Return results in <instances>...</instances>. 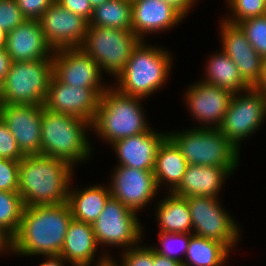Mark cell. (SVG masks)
Instances as JSON below:
<instances>
[{
	"label": "cell",
	"instance_id": "1",
	"mask_svg": "<svg viewBox=\"0 0 266 266\" xmlns=\"http://www.w3.org/2000/svg\"><path fill=\"white\" fill-rule=\"evenodd\" d=\"M72 219L68 202L25 206L19 229L14 235L13 253L59 256Z\"/></svg>",
	"mask_w": 266,
	"mask_h": 266
},
{
	"label": "cell",
	"instance_id": "2",
	"mask_svg": "<svg viewBox=\"0 0 266 266\" xmlns=\"http://www.w3.org/2000/svg\"><path fill=\"white\" fill-rule=\"evenodd\" d=\"M73 167L44 155L24 156L19 163V187L25 206L57 205L68 201Z\"/></svg>",
	"mask_w": 266,
	"mask_h": 266
},
{
	"label": "cell",
	"instance_id": "3",
	"mask_svg": "<svg viewBox=\"0 0 266 266\" xmlns=\"http://www.w3.org/2000/svg\"><path fill=\"white\" fill-rule=\"evenodd\" d=\"M91 123L73 115L42 111L41 155L64 160L73 168L88 160L91 146L86 137ZM88 158V159H87Z\"/></svg>",
	"mask_w": 266,
	"mask_h": 266
},
{
	"label": "cell",
	"instance_id": "4",
	"mask_svg": "<svg viewBox=\"0 0 266 266\" xmlns=\"http://www.w3.org/2000/svg\"><path fill=\"white\" fill-rule=\"evenodd\" d=\"M142 99L109 86L101 96L91 130L110 145L116 140L147 132L151 127L144 117Z\"/></svg>",
	"mask_w": 266,
	"mask_h": 266
},
{
	"label": "cell",
	"instance_id": "5",
	"mask_svg": "<svg viewBox=\"0 0 266 266\" xmlns=\"http://www.w3.org/2000/svg\"><path fill=\"white\" fill-rule=\"evenodd\" d=\"M144 42V43H143ZM141 40L133 49L125 69L118 75L115 88L126 95L148 98L160 90L173 64L171 54L164 48L146 45Z\"/></svg>",
	"mask_w": 266,
	"mask_h": 266
},
{
	"label": "cell",
	"instance_id": "6",
	"mask_svg": "<svg viewBox=\"0 0 266 266\" xmlns=\"http://www.w3.org/2000/svg\"><path fill=\"white\" fill-rule=\"evenodd\" d=\"M167 136L180 149L188 165L223 167L231 173L238 167V150L219 128L194 127Z\"/></svg>",
	"mask_w": 266,
	"mask_h": 266
},
{
	"label": "cell",
	"instance_id": "7",
	"mask_svg": "<svg viewBox=\"0 0 266 266\" xmlns=\"http://www.w3.org/2000/svg\"><path fill=\"white\" fill-rule=\"evenodd\" d=\"M52 75V59L11 62L0 85V104L44 105Z\"/></svg>",
	"mask_w": 266,
	"mask_h": 266
},
{
	"label": "cell",
	"instance_id": "8",
	"mask_svg": "<svg viewBox=\"0 0 266 266\" xmlns=\"http://www.w3.org/2000/svg\"><path fill=\"white\" fill-rule=\"evenodd\" d=\"M140 41L132 30L88 25L80 48L97 62L101 71L118 77Z\"/></svg>",
	"mask_w": 266,
	"mask_h": 266
},
{
	"label": "cell",
	"instance_id": "9",
	"mask_svg": "<svg viewBox=\"0 0 266 266\" xmlns=\"http://www.w3.org/2000/svg\"><path fill=\"white\" fill-rule=\"evenodd\" d=\"M238 94V95H237ZM266 116V95L254 87L232 95L219 130L239 150L241 141L253 135Z\"/></svg>",
	"mask_w": 266,
	"mask_h": 266
},
{
	"label": "cell",
	"instance_id": "10",
	"mask_svg": "<svg viewBox=\"0 0 266 266\" xmlns=\"http://www.w3.org/2000/svg\"><path fill=\"white\" fill-rule=\"evenodd\" d=\"M194 229L193 235L223 243L230 251L239 241L240 229L218 198L208 196L186 197Z\"/></svg>",
	"mask_w": 266,
	"mask_h": 266
},
{
	"label": "cell",
	"instance_id": "11",
	"mask_svg": "<svg viewBox=\"0 0 266 266\" xmlns=\"http://www.w3.org/2000/svg\"><path fill=\"white\" fill-rule=\"evenodd\" d=\"M138 213L110 197L103 211L92 224L98 245L119 246L127 250L143 238ZM142 237V238H141Z\"/></svg>",
	"mask_w": 266,
	"mask_h": 266
},
{
	"label": "cell",
	"instance_id": "12",
	"mask_svg": "<svg viewBox=\"0 0 266 266\" xmlns=\"http://www.w3.org/2000/svg\"><path fill=\"white\" fill-rule=\"evenodd\" d=\"M106 90L72 87L52 75L44 108L56 113L73 115L92 123L101 96Z\"/></svg>",
	"mask_w": 266,
	"mask_h": 266
},
{
	"label": "cell",
	"instance_id": "13",
	"mask_svg": "<svg viewBox=\"0 0 266 266\" xmlns=\"http://www.w3.org/2000/svg\"><path fill=\"white\" fill-rule=\"evenodd\" d=\"M39 21L45 39L54 51L80 48L84 42L88 21L56 1L42 14Z\"/></svg>",
	"mask_w": 266,
	"mask_h": 266
},
{
	"label": "cell",
	"instance_id": "14",
	"mask_svg": "<svg viewBox=\"0 0 266 266\" xmlns=\"http://www.w3.org/2000/svg\"><path fill=\"white\" fill-rule=\"evenodd\" d=\"M109 184L111 197L134 212H140L157 194L153 171L117 166Z\"/></svg>",
	"mask_w": 266,
	"mask_h": 266
},
{
	"label": "cell",
	"instance_id": "15",
	"mask_svg": "<svg viewBox=\"0 0 266 266\" xmlns=\"http://www.w3.org/2000/svg\"><path fill=\"white\" fill-rule=\"evenodd\" d=\"M44 105L0 104V117L7 124L24 156L41 154V123Z\"/></svg>",
	"mask_w": 266,
	"mask_h": 266
},
{
	"label": "cell",
	"instance_id": "16",
	"mask_svg": "<svg viewBox=\"0 0 266 266\" xmlns=\"http://www.w3.org/2000/svg\"><path fill=\"white\" fill-rule=\"evenodd\" d=\"M52 62L53 75L62 83L77 88H109L102 85L100 66L81 48L56 50Z\"/></svg>",
	"mask_w": 266,
	"mask_h": 266
},
{
	"label": "cell",
	"instance_id": "17",
	"mask_svg": "<svg viewBox=\"0 0 266 266\" xmlns=\"http://www.w3.org/2000/svg\"><path fill=\"white\" fill-rule=\"evenodd\" d=\"M190 86L184 95L193 118L205 124L202 128H219L233 94L202 80Z\"/></svg>",
	"mask_w": 266,
	"mask_h": 266
},
{
	"label": "cell",
	"instance_id": "18",
	"mask_svg": "<svg viewBox=\"0 0 266 266\" xmlns=\"http://www.w3.org/2000/svg\"><path fill=\"white\" fill-rule=\"evenodd\" d=\"M222 51H224L238 67L243 80L253 87L259 80L262 57L247 40L244 32L236 25L222 20L220 23Z\"/></svg>",
	"mask_w": 266,
	"mask_h": 266
},
{
	"label": "cell",
	"instance_id": "19",
	"mask_svg": "<svg viewBox=\"0 0 266 266\" xmlns=\"http://www.w3.org/2000/svg\"><path fill=\"white\" fill-rule=\"evenodd\" d=\"M5 49L11 62L52 59L54 53L45 39L40 21L27 19L7 32Z\"/></svg>",
	"mask_w": 266,
	"mask_h": 266
},
{
	"label": "cell",
	"instance_id": "20",
	"mask_svg": "<svg viewBox=\"0 0 266 266\" xmlns=\"http://www.w3.org/2000/svg\"><path fill=\"white\" fill-rule=\"evenodd\" d=\"M167 133H158L150 128L147 132L116 140L111 145L119 159L118 166L153 171L158 147Z\"/></svg>",
	"mask_w": 266,
	"mask_h": 266
},
{
	"label": "cell",
	"instance_id": "21",
	"mask_svg": "<svg viewBox=\"0 0 266 266\" xmlns=\"http://www.w3.org/2000/svg\"><path fill=\"white\" fill-rule=\"evenodd\" d=\"M132 31L144 41V35L169 30L184 17L163 0H131Z\"/></svg>",
	"mask_w": 266,
	"mask_h": 266
},
{
	"label": "cell",
	"instance_id": "22",
	"mask_svg": "<svg viewBox=\"0 0 266 266\" xmlns=\"http://www.w3.org/2000/svg\"><path fill=\"white\" fill-rule=\"evenodd\" d=\"M231 172L223 167L188 165L179 185L172 191L180 197L208 196L218 198L225 179Z\"/></svg>",
	"mask_w": 266,
	"mask_h": 266
},
{
	"label": "cell",
	"instance_id": "23",
	"mask_svg": "<svg viewBox=\"0 0 266 266\" xmlns=\"http://www.w3.org/2000/svg\"><path fill=\"white\" fill-rule=\"evenodd\" d=\"M97 249L92 224L72 219L59 256L72 266H91Z\"/></svg>",
	"mask_w": 266,
	"mask_h": 266
},
{
	"label": "cell",
	"instance_id": "24",
	"mask_svg": "<svg viewBox=\"0 0 266 266\" xmlns=\"http://www.w3.org/2000/svg\"><path fill=\"white\" fill-rule=\"evenodd\" d=\"M187 166L180 149L167 136L158 147L153 170L158 188L167 182L169 192H172L181 182Z\"/></svg>",
	"mask_w": 266,
	"mask_h": 266
},
{
	"label": "cell",
	"instance_id": "25",
	"mask_svg": "<svg viewBox=\"0 0 266 266\" xmlns=\"http://www.w3.org/2000/svg\"><path fill=\"white\" fill-rule=\"evenodd\" d=\"M111 197L110 188L92 185L87 188L68 191V204L73 219L93 224L103 211V208Z\"/></svg>",
	"mask_w": 266,
	"mask_h": 266
},
{
	"label": "cell",
	"instance_id": "26",
	"mask_svg": "<svg viewBox=\"0 0 266 266\" xmlns=\"http://www.w3.org/2000/svg\"><path fill=\"white\" fill-rule=\"evenodd\" d=\"M156 207L155 214L160 225V232L192 234V219L185 197L169 192L168 196L161 199Z\"/></svg>",
	"mask_w": 266,
	"mask_h": 266
},
{
	"label": "cell",
	"instance_id": "27",
	"mask_svg": "<svg viewBox=\"0 0 266 266\" xmlns=\"http://www.w3.org/2000/svg\"><path fill=\"white\" fill-rule=\"evenodd\" d=\"M207 61L205 65L207 74L202 81L230 91L232 94L250 88L241 77L238 67L224 51L221 50L220 53L218 51V54L209 56Z\"/></svg>",
	"mask_w": 266,
	"mask_h": 266
},
{
	"label": "cell",
	"instance_id": "28",
	"mask_svg": "<svg viewBox=\"0 0 266 266\" xmlns=\"http://www.w3.org/2000/svg\"><path fill=\"white\" fill-rule=\"evenodd\" d=\"M230 250L219 241L192 235L183 266H223Z\"/></svg>",
	"mask_w": 266,
	"mask_h": 266
},
{
	"label": "cell",
	"instance_id": "29",
	"mask_svg": "<svg viewBox=\"0 0 266 266\" xmlns=\"http://www.w3.org/2000/svg\"><path fill=\"white\" fill-rule=\"evenodd\" d=\"M88 25L132 30L131 0H108L94 7Z\"/></svg>",
	"mask_w": 266,
	"mask_h": 266
},
{
	"label": "cell",
	"instance_id": "30",
	"mask_svg": "<svg viewBox=\"0 0 266 266\" xmlns=\"http://www.w3.org/2000/svg\"><path fill=\"white\" fill-rule=\"evenodd\" d=\"M24 208L23 199L18 192L0 191V226L13 236L19 229Z\"/></svg>",
	"mask_w": 266,
	"mask_h": 266
},
{
	"label": "cell",
	"instance_id": "31",
	"mask_svg": "<svg viewBox=\"0 0 266 266\" xmlns=\"http://www.w3.org/2000/svg\"><path fill=\"white\" fill-rule=\"evenodd\" d=\"M192 235L193 234L190 233L159 232L158 237L160 242L159 245H161V248L155 246L152 248L162 256H166L183 263L184 259L177 254L180 251L185 256L186 250L188 248V243Z\"/></svg>",
	"mask_w": 266,
	"mask_h": 266
},
{
	"label": "cell",
	"instance_id": "32",
	"mask_svg": "<svg viewBox=\"0 0 266 266\" xmlns=\"http://www.w3.org/2000/svg\"><path fill=\"white\" fill-rule=\"evenodd\" d=\"M237 25L256 52L262 58L266 57V15L246 19Z\"/></svg>",
	"mask_w": 266,
	"mask_h": 266
},
{
	"label": "cell",
	"instance_id": "33",
	"mask_svg": "<svg viewBox=\"0 0 266 266\" xmlns=\"http://www.w3.org/2000/svg\"><path fill=\"white\" fill-rule=\"evenodd\" d=\"M233 16L223 20L238 24L249 18L266 15V0H226ZM232 10V11H231Z\"/></svg>",
	"mask_w": 266,
	"mask_h": 266
},
{
	"label": "cell",
	"instance_id": "34",
	"mask_svg": "<svg viewBox=\"0 0 266 266\" xmlns=\"http://www.w3.org/2000/svg\"><path fill=\"white\" fill-rule=\"evenodd\" d=\"M25 20L16 0H0V28L9 32Z\"/></svg>",
	"mask_w": 266,
	"mask_h": 266
},
{
	"label": "cell",
	"instance_id": "35",
	"mask_svg": "<svg viewBox=\"0 0 266 266\" xmlns=\"http://www.w3.org/2000/svg\"><path fill=\"white\" fill-rule=\"evenodd\" d=\"M20 161L0 159V191L18 192Z\"/></svg>",
	"mask_w": 266,
	"mask_h": 266
},
{
	"label": "cell",
	"instance_id": "36",
	"mask_svg": "<svg viewBox=\"0 0 266 266\" xmlns=\"http://www.w3.org/2000/svg\"><path fill=\"white\" fill-rule=\"evenodd\" d=\"M23 158L24 155L19 150L16 139L0 117V159L21 161Z\"/></svg>",
	"mask_w": 266,
	"mask_h": 266
},
{
	"label": "cell",
	"instance_id": "37",
	"mask_svg": "<svg viewBox=\"0 0 266 266\" xmlns=\"http://www.w3.org/2000/svg\"><path fill=\"white\" fill-rule=\"evenodd\" d=\"M125 251V252H124ZM122 253V266H153V248L142 245L131 247Z\"/></svg>",
	"mask_w": 266,
	"mask_h": 266
},
{
	"label": "cell",
	"instance_id": "38",
	"mask_svg": "<svg viewBox=\"0 0 266 266\" xmlns=\"http://www.w3.org/2000/svg\"><path fill=\"white\" fill-rule=\"evenodd\" d=\"M55 0H16L18 8L27 20H39Z\"/></svg>",
	"mask_w": 266,
	"mask_h": 266
},
{
	"label": "cell",
	"instance_id": "39",
	"mask_svg": "<svg viewBox=\"0 0 266 266\" xmlns=\"http://www.w3.org/2000/svg\"><path fill=\"white\" fill-rule=\"evenodd\" d=\"M65 9L71 11L73 14L82 16L88 22L92 17L93 8L89 0H55Z\"/></svg>",
	"mask_w": 266,
	"mask_h": 266
},
{
	"label": "cell",
	"instance_id": "40",
	"mask_svg": "<svg viewBox=\"0 0 266 266\" xmlns=\"http://www.w3.org/2000/svg\"><path fill=\"white\" fill-rule=\"evenodd\" d=\"M5 250L14 252V236L0 226V254Z\"/></svg>",
	"mask_w": 266,
	"mask_h": 266
},
{
	"label": "cell",
	"instance_id": "41",
	"mask_svg": "<svg viewBox=\"0 0 266 266\" xmlns=\"http://www.w3.org/2000/svg\"><path fill=\"white\" fill-rule=\"evenodd\" d=\"M168 5L172 6L174 9H176L183 17H186L187 13H189V10L192 6H194V2L196 0H163Z\"/></svg>",
	"mask_w": 266,
	"mask_h": 266
},
{
	"label": "cell",
	"instance_id": "42",
	"mask_svg": "<svg viewBox=\"0 0 266 266\" xmlns=\"http://www.w3.org/2000/svg\"><path fill=\"white\" fill-rule=\"evenodd\" d=\"M11 65V59L5 47L0 48V85L4 82Z\"/></svg>",
	"mask_w": 266,
	"mask_h": 266
},
{
	"label": "cell",
	"instance_id": "43",
	"mask_svg": "<svg viewBox=\"0 0 266 266\" xmlns=\"http://www.w3.org/2000/svg\"><path fill=\"white\" fill-rule=\"evenodd\" d=\"M153 266H183L177 260L162 256L153 249Z\"/></svg>",
	"mask_w": 266,
	"mask_h": 266
},
{
	"label": "cell",
	"instance_id": "44",
	"mask_svg": "<svg viewBox=\"0 0 266 266\" xmlns=\"http://www.w3.org/2000/svg\"><path fill=\"white\" fill-rule=\"evenodd\" d=\"M256 90L266 95V57L262 58L261 74L258 82L253 86Z\"/></svg>",
	"mask_w": 266,
	"mask_h": 266
},
{
	"label": "cell",
	"instance_id": "45",
	"mask_svg": "<svg viewBox=\"0 0 266 266\" xmlns=\"http://www.w3.org/2000/svg\"><path fill=\"white\" fill-rule=\"evenodd\" d=\"M45 260L39 266H64V260L61 256H44Z\"/></svg>",
	"mask_w": 266,
	"mask_h": 266
},
{
	"label": "cell",
	"instance_id": "46",
	"mask_svg": "<svg viewBox=\"0 0 266 266\" xmlns=\"http://www.w3.org/2000/svg\"><path fill=\"white\" fill-rule=\"evenodd\" d=\"M107 255H108V253L105 255H102L103 257H101L98 260L97 264L95 263L94 265L95 266H122V265H120V263L118 265L117 262H114V261H116L115 259L113 260L111 256L109 257V255L108 256Z\"/></svg>",
	"mask_w": 266,
	"mask_h": 266
},
{
	"label": "cell",
	"instance_id": "47",
	"mask_svg": "<svg viewBox=\"0 0 266 266\" xmlns=\"http://www.w3.org/2000/svg\"><path fill=\"white\" fill-rule=\"evenodd\" d=\"M7 41V32L0 28V48L5 47Z\"/></svg>",
	"mask_w": 266,
	"mask_h": 266
},
{
	"label": "cell",
	"instance_id": "48",
	"mask_svg": "<svg viewBox=\"0 0 266 266\" xmlns=\"http://www.w3.org/2000/svg\"><path fill=\"white\" fill-rule=\"evenodd\" d=\"M105 1H108V0H89L90 5L92 6V8L103 4Z\"/></svg>",
	"mask_w": 266,
	"mask_h": 266
}]
</instances>
